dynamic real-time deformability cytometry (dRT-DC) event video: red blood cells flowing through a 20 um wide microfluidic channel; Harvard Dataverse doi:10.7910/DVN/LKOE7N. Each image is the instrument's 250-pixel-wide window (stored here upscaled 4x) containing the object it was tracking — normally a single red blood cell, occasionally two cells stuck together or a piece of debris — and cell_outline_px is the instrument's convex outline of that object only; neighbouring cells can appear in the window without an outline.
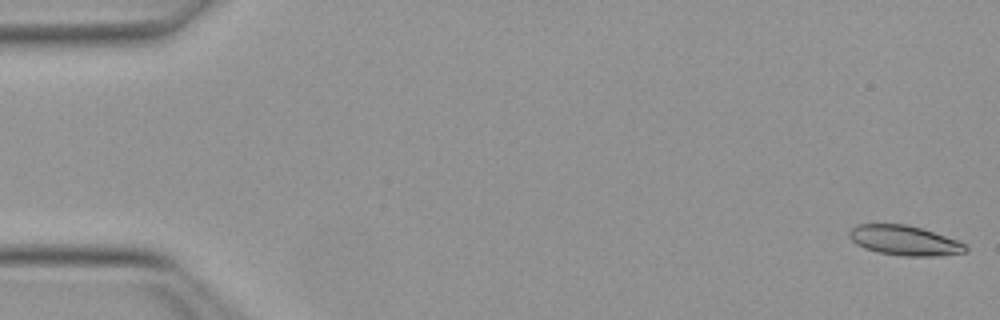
{"species": "Egyptian fruit bat (a non-hibernating species)", "species_latin": "Rousettus aegyptiacus", "temperature_condition": "warm", "stored_images_in_passage": 51, "camera_frame_rate_fps": 3000, "um_per_image_px": 0.085, "animal": {"sex": "female"}, "frame": {"image": 1, "passage_image": 1, "time_ms": 0.0, "image_size_px": [1000, 320], "cell_outline_px": [[968, 252], [940, 256], [904, 256], [880, 252], [864, 248], [856, 244], [848, 236], [848, 232], [852, 228], [860, 224], [904, 224], [920, 228], [956, 240], [964, 244], [968, 248]], "centroid_in_image_um": [76.87, 20.45], "position_along_channel_um": 8.1, "area_um2": 20.0}}
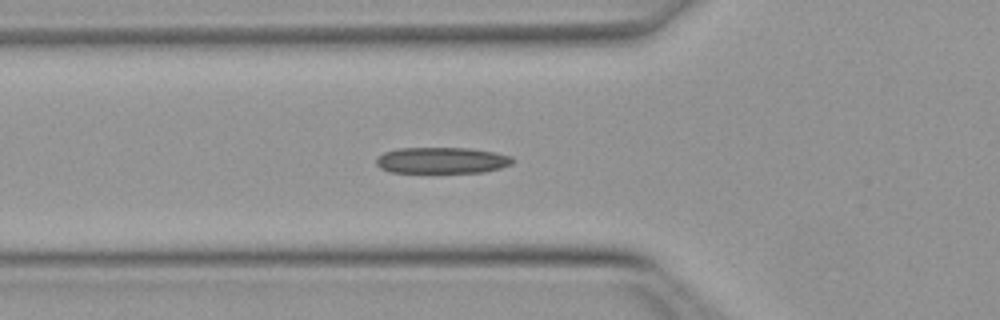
{"frame": {"image": 2, "passage_image": 18, "time_ms": 5.667, "image_size_px": [1000, 320], "cell_outline_px": [[512, 164], [500, 168], [484, 172], [392, 172], [380, 168], [376, 164], [376, 160], [384, 152], [396, 148], [468, 148], [496, 152], [512, 156]], "centroid_in_image_um": [37.57, 13.62], "position_along_channel_um": 88.2, "area_um2": 20.75}}
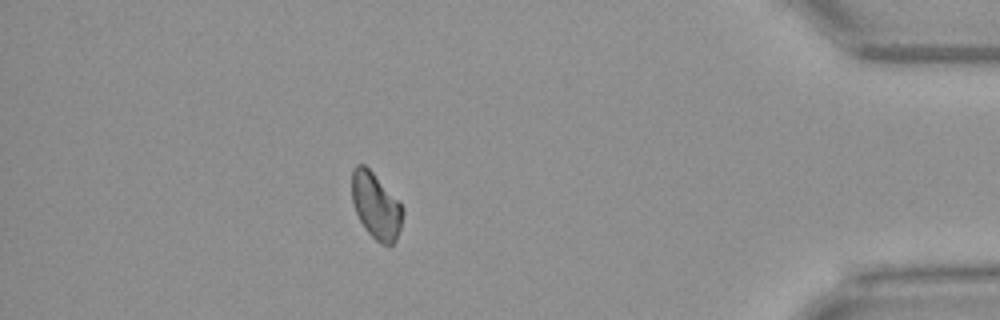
{"frame": {"image": 3, "passage_image": 45, "time_ms": 14.667, "image_size_px": [1000, 320], "cell_outline_px": [[404, 212], [400, 228], [396, 240], [392, 244], [380, 244], [364, 228], [356, 212], [352, 200], [352, 168], [356, 164], [364, 164], [372, 172], [404, 208]], "centroid_in_image_um": [31.94, 17.5], "position_along_channel_um": 403.3, "area_um2": 19.31}, "authors_computed_cell_mechanics": {"area_um2": 20.23, "velocity_mm_per_s": 4.007, "shape_relaxation_time_tau1_ms": 10.5794, "shape_relaxation_time_tau2_ms": null, "deformation_change_tau1": 0.1747, "deformation_change_tau2": null}}